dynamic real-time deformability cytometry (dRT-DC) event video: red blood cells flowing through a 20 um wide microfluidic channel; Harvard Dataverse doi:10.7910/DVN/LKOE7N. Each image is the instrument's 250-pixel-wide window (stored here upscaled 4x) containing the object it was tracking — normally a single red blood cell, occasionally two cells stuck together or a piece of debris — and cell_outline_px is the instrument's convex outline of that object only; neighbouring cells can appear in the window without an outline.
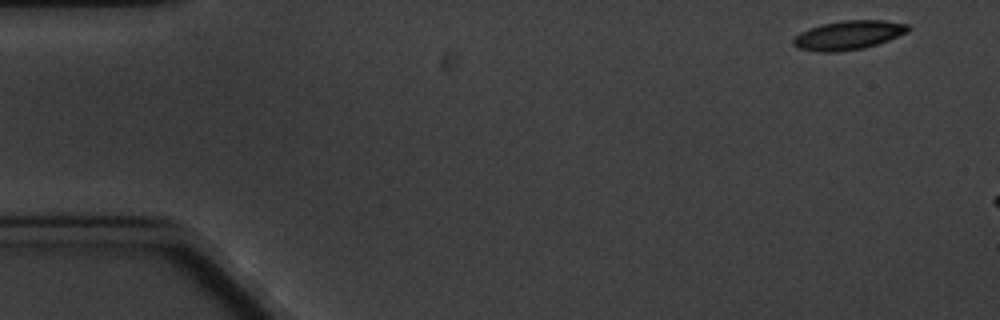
{"species": "common noctule bat (a hibernating species)", "species_latin": "Nyctalus noctula", "temperature_condition": "cold", "stored_images_in_passage": 3, "camera_frame_rate_fps": 3000, "um_per_image_px": 0.085, "animal": {"sex": "male", "body_mass_g": 20.1, "forearm_length_mm": 53.5}, "frame": {"image": 1, "passage_image": 1, "time_ms": 0.0, "image_size_px": [1000, 320], "cell_outline_px": [[908, 32], [888, 40], [864, 48], [836, 52], [816, 52], [796, 48], [792, 44], [792, 40], [800, 32], [808, 28], [824, 24], [844, 20], [884, 20], [908, 24]], "centroid_in_image_um": [72.07, 2.99], "position_along_channel_um": 12.9, "area_um2": 19.42}}